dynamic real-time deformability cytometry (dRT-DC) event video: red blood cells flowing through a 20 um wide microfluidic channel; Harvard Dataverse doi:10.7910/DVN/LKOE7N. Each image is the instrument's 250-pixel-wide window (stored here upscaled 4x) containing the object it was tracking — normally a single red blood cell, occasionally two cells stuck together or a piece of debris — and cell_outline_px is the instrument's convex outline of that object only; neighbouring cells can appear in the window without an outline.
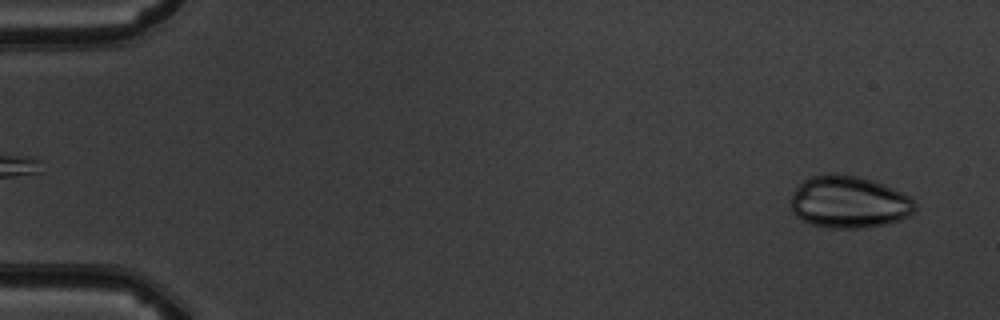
{"species": "common noctule bat (a hibernating species)", "species_latin": "Nyctalus noctula", "temperature_condition": "warm", "stored_images_in_passage": 6, "camera_frame_rate_fps": 3000, "um_per_image_px": 0.085, "animal": {"sex": "male", "body_mass_g": 19.5, "forearm_length_mm": 54.6}, "frame": {"image": 1, "passage_image": 6, "time_ms": 5.667, "image_size_px": [1000, 320], "cell_outline_px": [[916, 212], [900, 220], [888, 224], [868, 228], [828, 228], [812, 224], [800, 220], [792, 212], [792, 192], [804, 180], [812, 176], [856, 176], [872, 180], [892, 188], [916, 200]], "centroid_in_image_um": [72.2, 17.23], "position_along_channel_um": 12.8, "area_um2": 37.45}}